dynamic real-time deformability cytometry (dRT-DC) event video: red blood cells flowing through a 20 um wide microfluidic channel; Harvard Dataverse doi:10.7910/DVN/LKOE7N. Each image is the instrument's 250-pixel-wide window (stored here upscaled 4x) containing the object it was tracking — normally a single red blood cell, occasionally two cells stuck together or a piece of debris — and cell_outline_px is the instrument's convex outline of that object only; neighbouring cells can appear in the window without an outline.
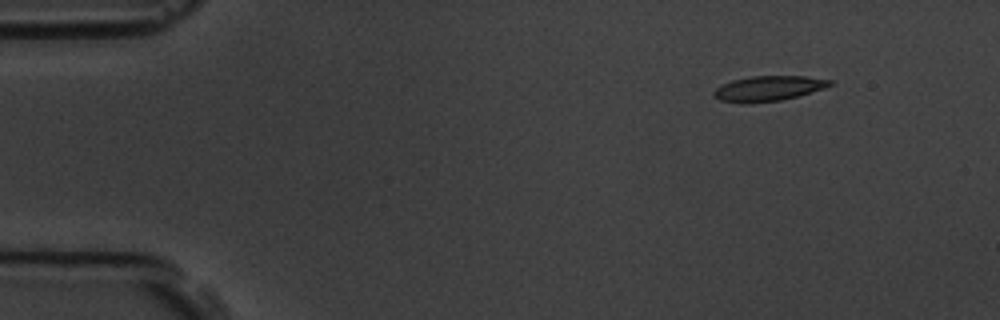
{"species": "common noctule bat (a hibernating species)", "species_latin": "Nyctalus noctula", "temperature_condition": "room temperature", "stored_images_in_passage": 7, "camera_frame_rate_fps": 3000, "um_per_image_px": 0.085, "animal": {"sex": "male", "body_mass_g": 19.5, "forearm_length_mm": 54.6}, "frame": {"image": 1, "passage_image": 1, "time_ms": 0.0, "image_size_px": [1000, 320], "cell_outline_px": [[832, 84], [824, 88], [796, 96], [780, 100], [748, 104], [744, 104], [720, 100], [712, 92], [720, 84], [732, 80], [752, 76], [804, 76], [832, 80]], "centroid_in_image_um": [65.26, 7.52], "position_along_channel_um": 19.7, "area_um2": 16.94}}
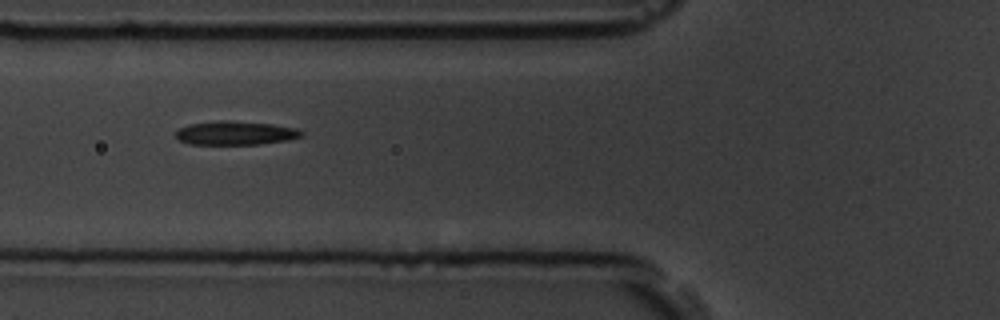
{"frame": {"image": 2, "passage_image": 5, "time_ms": 4.667, "image_size_px": [1000, 320], "cell_outline_px": [[304, 136], [288, 140], [260, 144], [188, 144], [180, 140], [176, 136], [176, 132], [180, 128], [188, 124], [220, 120], [228, 120], [272, 124], [296, 128], [304, 132]], "centroid_in_image_um": [20.04, 11.3], "position_along_channel_um": 105.8, "area_um2": 17.46}}
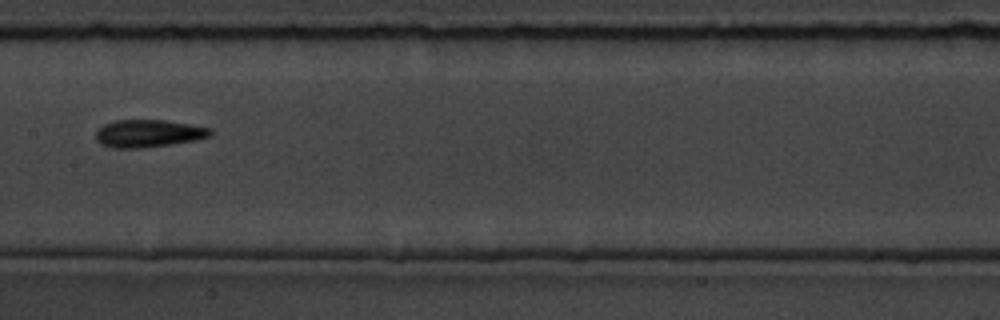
{"frame": {"image": 3, "passage_image": 7, "time_ms": 7.0, "image_size_px": [1000, 320], "cell_outline_px": [[212, 136], [196, 140], [172, 144], [140, 148], [112, 148], [100, 144], [96, 140], [96, 132], [104, 124], [116, 120], [164, 120], [212, 128]], "centroid_in_image_um": [12.62, 11.35], "position_along_channel_um": 194.8, "area_um2": 18.44}}